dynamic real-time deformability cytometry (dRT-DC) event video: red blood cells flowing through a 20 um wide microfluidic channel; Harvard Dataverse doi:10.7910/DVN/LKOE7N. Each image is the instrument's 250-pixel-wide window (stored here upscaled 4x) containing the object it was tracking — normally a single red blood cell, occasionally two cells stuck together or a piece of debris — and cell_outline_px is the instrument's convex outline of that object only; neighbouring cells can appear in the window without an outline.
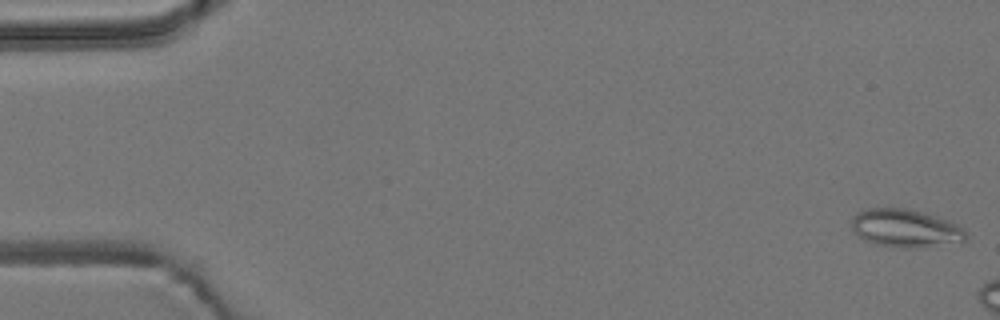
{"species": "common noctule bat (a hibernating species)", "species_latin": "Nyctalus noctula", "temperature_condition": "room temperature", "stored_images_in_passage": 10, "camera_frame_rate_fps": 3000, "um_per_image_px": 0.085, "animal": {"sex": "male", "body_mass_g": 19.2, "forearm_length_mm": 51.8}, "frame": {"image": 1, "passage_image": 1, "time_ms": 0.0, "image_size_px": [1000, 320], "cell_outline_px": [[968, 236], [964, 240], [916, 248], [904, 248], [872, 244], [864, 240], [852, 228], [852, 216], [856, 212], [864, 208], [904, 208], [924, 212], [948, 220], [964, 228]], "centroid_in_image_um": [76.92, 19.38], "position_along_channel_um": 8.1, "area_um2": 25.32}}